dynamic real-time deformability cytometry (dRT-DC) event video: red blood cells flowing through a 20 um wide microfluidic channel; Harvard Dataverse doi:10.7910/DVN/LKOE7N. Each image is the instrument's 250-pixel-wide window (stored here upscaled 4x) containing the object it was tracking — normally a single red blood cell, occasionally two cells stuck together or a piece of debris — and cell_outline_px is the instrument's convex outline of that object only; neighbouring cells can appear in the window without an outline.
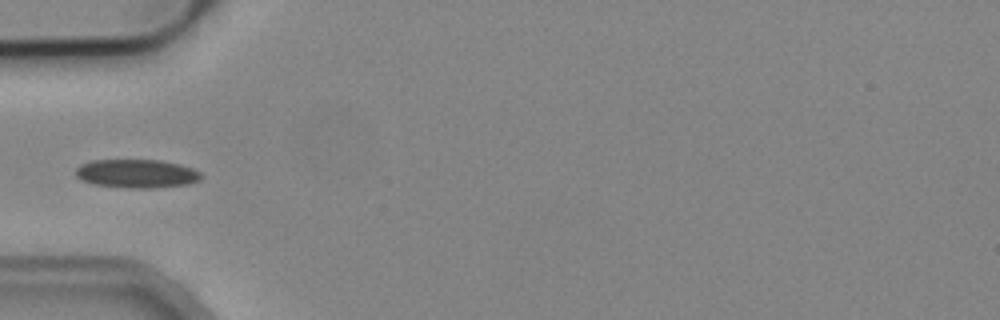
{"species": "common noctule bat (a hibernating species)", "species_latin": "Nyctalus noctula", "temperature_condition": "cold", "stored_images_in_passage": 1, "camera_frame_rate_fps": 3000, "um_per_image_px": 0.085, "animal": {"sex": "male", "body_mass_g": 19.2, "forearm_length_mm": 51.8}, "frame": {"image": 1, "passage_image": 1, "time_ms": 0.0, "image_size_px": [1000, 320], "cell_outline_px": [[204, 176], [200, 180], [188, 184], [156, 188], [128, 188], [92, 184], [80, 180], [76, 176], [76, 168], [80, 164], [92, 160], [160, 160], [180, 164], [192, 168], [200, 172]], "centroid_in_image_um": [11.62, 14.76], "position_along_channel_um": 73.4, "area_um2": 21.15}}